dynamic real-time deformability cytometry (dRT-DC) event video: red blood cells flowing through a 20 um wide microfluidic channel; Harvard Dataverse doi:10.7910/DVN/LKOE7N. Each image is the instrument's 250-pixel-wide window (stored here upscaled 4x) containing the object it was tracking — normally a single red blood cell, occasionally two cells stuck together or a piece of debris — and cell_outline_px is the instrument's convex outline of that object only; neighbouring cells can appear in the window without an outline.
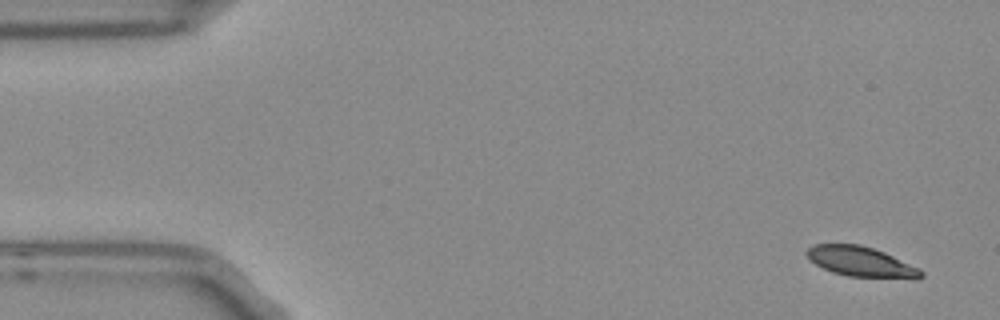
{"species": "Egyptian fruit bat (a non-hibernating species)", "species_latin": "Rousettus aegyptiacus", "temperature_condition": "room temperature", "stored_images_in_passage": 9, "camera_frame_rate_fps": 3000, "um_per_image_px": 0.085, "frame": {"image": 1, "passage_image": 1, "time_ms": 0.0, "image_size_px": [1000, 320], "cell_outline_px": [[924, 276], [916, 280], [912, 280], [848, 276], [832, 272], [808, 260], [804, 252], [812, 244], [860, 244], [884, 252], [920, 268], [924, 272]], "centroid_in_image_um": [73.22, 22.27], "position_along_channel_um": 11.8, "area_um2": 20.52}}
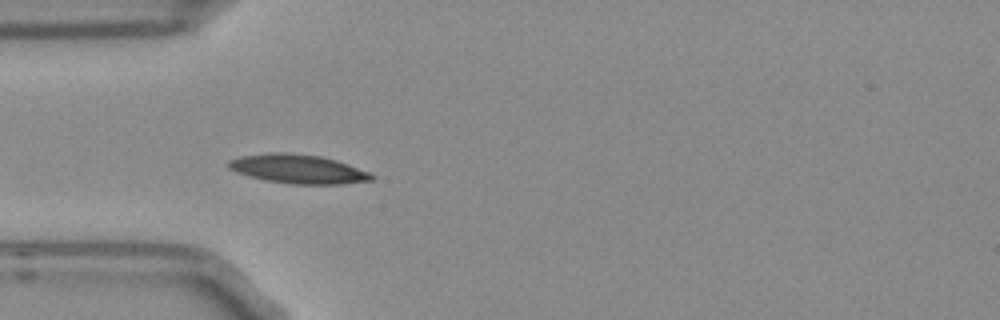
{"frame": {"image": 2, "passage_image": 4, "time_ms": 1.0, "image_size_px": [1000, 320], "cell_outline_px": [[376, 176], [372, 180], [344, 184], [292, 184], [264, 180], [236, 172], [228, 168], [228, 160], [240, 156], [268, 152], [284, 152], [320, 156], [336, 160], [372, 172]], "centroid_in_image_um": [25.36, 14.36], "position_along_channel_um": 59.6, "area_um2": 24.39}}